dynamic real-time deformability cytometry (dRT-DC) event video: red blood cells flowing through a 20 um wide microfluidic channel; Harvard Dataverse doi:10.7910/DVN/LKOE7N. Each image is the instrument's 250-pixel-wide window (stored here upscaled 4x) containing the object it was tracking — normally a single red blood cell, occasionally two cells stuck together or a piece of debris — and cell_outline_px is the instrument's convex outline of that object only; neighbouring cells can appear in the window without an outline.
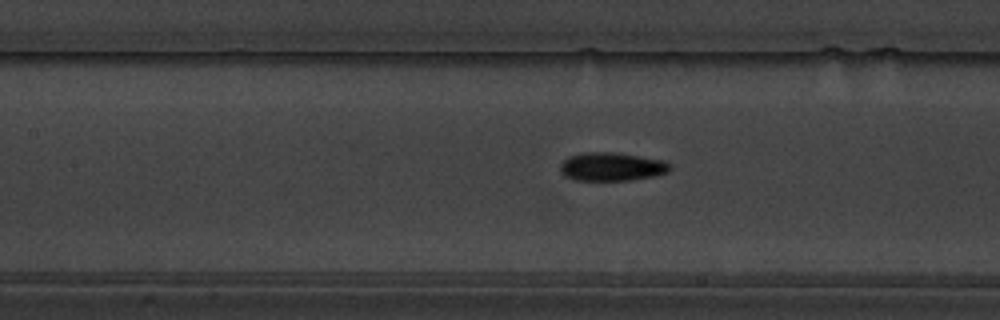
{"species": "common noctule bat (a hibernating species)", "species_latin": "Nyctalus noctula", "temperature_condition": "warm", "stored_images_in_passage": 43, "camera_frame_rate_fps": 3000, "um_per_image_px": 0.085, "animal": {"sex": "male", "body_mass_g": 19.5, "forearm_length_mm": 54.6}, "frame": {"image": 1, "passage_image": 22, "time_ms": 7.0, "image_size_px": [1000, 320], "cell_outline_px": [[672, 168], [668, 172], [652, 176], [632, 180], [576, 180], [564, 176], [560, 172], [560, 164], [568, 156], [584, 152], [616, 152], [664, 160], [672, 164]], "centroid_in_image_um": [52.0, 14.16], "position_along_channel_um": 155.4, "area_um2": 18.38}}
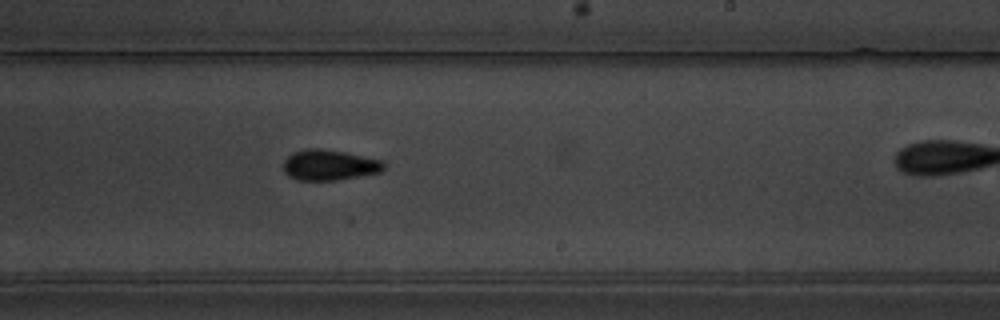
{"frame": {"image": 2, "passage_image": 31, "time_ms": 10.0, "image_size_px": [1000, 320], "cell_outline_px": [[388, 164], [380, 172], [336, 180], [296, 180], [288, 176], [284, 172], [284, 160], [292, 152], [308, 148], [320, 148], [344, 152], [384, 160]], "centroid_in_image_um": [28.0, 14.02], "position_along_channel_um": 261.0, "area_um2": 18.03}}
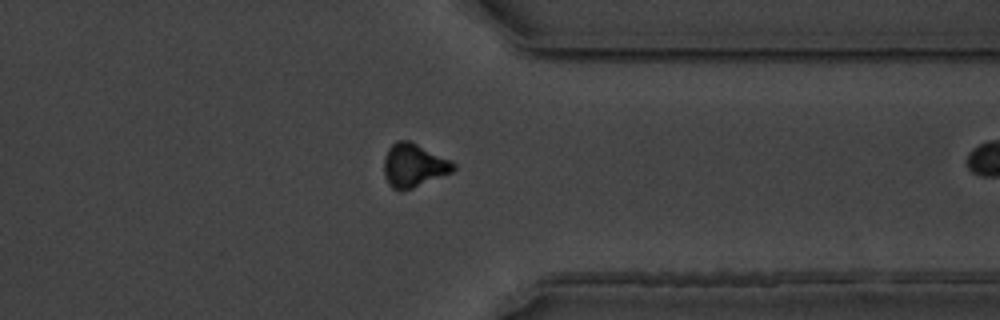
{"frame": {"image": 3, "passage_image": 41, "time_ms": 13.333, "image_size_px": [1000, 320], "cell_outline_px": [[456, 168], [452, 172], [412, 188], [400, 192], [392, 188], [388, 184], [384, 176], [384, 156], [388, 148], [396, 140], [408, 140], [452, 160], [456, 164]], "centroid_in_image_um": [35.15, 14.06], "position_along_channel_um": 376.2, "area_um2": 17.74}}